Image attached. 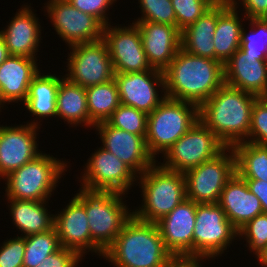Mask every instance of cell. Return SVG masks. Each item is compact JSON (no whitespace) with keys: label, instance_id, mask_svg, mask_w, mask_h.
I'll return each mask as SVG.
<instances>
[{"label":"cell","instance_id":"6da1fadb","mask_svg":"<svg viewBox=\"0 0 267 267\" xmlns=\"http://www.w3.org/2000/svg\"><path fill=\"white\" fill-rule=\"evenodd\" d=\"M165 96L200 107L225 84L224 64L192 55L182 48L163 71Z\"/></svg>","mask_w":267,"mask_h":267},{"label":"cell","instance_id":"7a4b0ae2","mask_svg":"<svg viewBox=\"0 0 267 267\" xmlns=\"http://www.w3.org/2000/svg\"><path fill=\"white\" fill-rule=\"evenodd\" d=\"M258 98L224 84L199 107V119L226 147L247 142L252 108Z\"/></svg>","mask_w":267,"mask_h":267},{"label":"cell","instance_id":"3957f363","mask_svg":"<svg viewBox=\"0 0 267 267\" xmlns=\"http://www.w3.org/2000/svg\"><path fill=\"white\" fill-rule=\"evenodd\" d=\"M103 258L114 267H168L176 260L165 247L157 224L141 221L134 215Z\"/></svg>","mask_w":267,"mask_h":267},{"label":"cell","instance_id":"277c9868","mask_svg":"<svg viewBox=\"0 0 267 267\" xmlns=\"http://www.w3.org/2000/svg\"><path fill=\"white\" fill-rule=\"evenodd\" d=\"M74 197L85 207L91 234V252L102 256L113 244L124 224L133 216L120 192L88 191Z\"/></svg>","mask_w":267,"mask_h":267},{"label":"cell","instance_id":"5b68a950","mask_svg":"<svg viewBox=\"0 0 267 267\" xmlns=\"http://www.w3.org/2000/svg\"><path fill=\"white\" fill-rule=\"evenodd\" d=\"M159 164L155 163L138 176L143 205L133 210V215L141 221L156 223L186 199L184 173Z\"/></svg>","mask_w":267,"mask_h":267},{"label":"cell","instance_id":"8992f818","mask_svg":"<svg viewBox=\"0 0 267 267\" xmlns=\"http://www.w3.org/2000/svg\"><path fill=\"white\" fill-rule=\"evenodd\" d=\"M65 162L67 161H61L54 156L41 153L34 160L3 178L7 181L5 183L6 198L24 201H49V197L56 189L58 180L64 175V171H67L68 165Z\"/></svg>","mask_w":267,"mask_h":267},{"label":"cell","instance_id":"52a82bcc","mask_svg":"<svg viewBox=\"0 0 267 267\" xmlns=\"http://www.w3.org/2000/svg\"><path fill=\"white\" fill-rule=\"evenodd\" d=\"M199 120V107L193 103L165 98L147 116L146 145L156 159Z\"/></svg>","mask_w":267,"mask_h":267},{"label":"cell","instance_id":"ba28073f","mask_svg":"<svg viewBox=\"0 0 267 267\" xmlns=\"http://www.w3.org/2000/svg\"><path fill=\"white\" fill-rule=\"evenodd\" d=\"M227 147L200 119L163 155L161 166L185 173L203 162L214 159Z\"/></svg>","mask_w":267,"mask_h":267},{"label":"cell","instance_id":"9c48e42d","mask_svg":"<svg viewBox=\"0 0 267 267\" xmlns=\"http://www.w3.org/2000/svg\"><path fill=\"white\" fill-rule=\"evenodd\" d=\"M238 236L218 203L197 204L193 233V260L213 259L225 252Z\"/></svg>","mask_w":267,"mask_h":267},{"label":"cell","instance_id":"30bf717a","mask_svg":"<svg viewBox=\"0 0 267 267\" xmlns=\"http://www.w3.org/2000/svg\"><path fill=\"white\" fill-rule=\"evenodd\" d=\"M235 173L234 151L231 147H227L214 159L184 173L186 199L197 204L218 203L224 186Z\"/></svg>","mask_w":267,"mask_h":267},{"label":"cell","instance_id":"8fae6325","mask_svg":"<svg viewBox=\"0 0 267 267\" xmlns=\"http://www.w3.org/2000/svg\"><path fill=\"white\" fill-rule=\"evenodd\" d=\"M69 48L68 73L64 75L68 81L87 88L114 79L109 49L103 38Z\"/></svg>","mask_w":267,"mask_h":267},{"label":"cell","instance_id":"7c38bea8","mask_svg":"<svg viewBox=\"0 0 267 267\" xmlns=\"http://www.w3.org/2000/svg\"><path fill=\"white\" fill-rule=\"evenodd\" d=\"M98 149L91 154L85 164L86 168L80 180L81 188L88 191L127 194L138 180V175L105 148Z\"/></svg>","mask_w":267,"mask_h":267},{"label":"cell","instance_id":"4fadbf2b","mask_svg":"<svg viewBox=\"0 0 267 267\" xmlns=\"http://www.w3.org/2000/svg\"><path fill=\"white\" fill-rule=\"evenodd\" d=\"M57 35L70 47L103 38L104 26L93 16L79 11L67 0H48L45 7Z\"/></svg>","mask_w":267,"mask_h":267},{"label":"cell","instance_id":"5bb4252c","mask_svg":"<svg viewBox=\"0 0 267 267\" xmlns=\"http://www.w3.org/2000/svg\"><path fill=\"white\" fill-rule=\"evenodd\" d=\"M114 73H134L151 70L135 23L127 27L106 25L103 28Z\"/></svg>","mask_w":267,"mask_h":267},{"label":"cell","instance_id":"9a60e30c","mask_svg":"<svg viewBox=\"0 0 267 267\" xmlns=\"http://www.w3.org/2000/svg\"><path fill=\"white\" fill-rule=\"evenodd\" d=\"M33 121L26 125H0V179L42 153L36 141L40 125Z\"/></svg>","mask_w":267,"mask_h":267},{"label":"cell","instance_id":"2e32d148","mask_svg":"<svg viewBox=\"0 0 267 267\" xmlns=\"http://www.w3.org/2000/svg\"><path fill=\"white\" fill-rule=\"evenodd\" d=\"M114 80L118 87L120 103L146 114H150L166 98L165 94L159 97L157 91L161 87L165 93L162 71L152 68L144 72L114 73Z\"/></svg>","mask_w":267,"mask_h":267},{"label":"cell","instance_id":"e0dca14e","mask_svg":"<svg viewBox=\"0 0 267 267\" xmlns=\"http://www.w3.org/2000/svg\"><path fill=\"white\" fill-rule=\"evenodd\" d=\"M197 203L185 199L156 222L167 250L178 260H193V233Z\"/></svg>","mask_w":267,"mask_h":267},{"label":"cell","instance_id":"ac0fdd59","mask_svg":"<svg viewBox=\"0 0 267 267\" xmlns=\"http://www.w3.org/2000/svg\"><path fill=\"white\" fill-rule=\"evenodd\" d=\"M102 147L127 164L138 176L154 165L156 159L150 154L143 136L114 128L106 121L95 124Z\"/></svg>","mask_w":267,"mask_h":267},{"label":"cell","instance_id":"d6986e66","mask_svg":"<svg viewBox=\"0 0 267 267\" xmlns=\"http://www.w3.org/2000/svg\"><path fill=\"white\" fill-rule=\"evenodd\" d=\"M143 49L151 68L164 71L181 48V31L176 26L137 21Z\"/></svg>","mask_w":267,"mask_h":267},{"label":"cell","instance_id":"ffe728a7","mask_svg":"<svg viewBox=\"0 0 267 267\" xmlns=\"http://www.w3.org/2000/svg\"><path fill=\"white\" fill-rule=\"evenodd\" d=\"M225 84L261 97L267 91V61L240 48L224 64Z\"/></svg>","mask_w":267,"mask_h":267},{"label":"cell","instance_id":"44dd1931","mask_svg":"<svg viewBox=\"0 0 267 267\" xmlns=\"http://www.w3.org/2000/svg\"><path fill=\"white\" fill-rule=\"evenodd\" d=\"M37 59L10 55L0 65V109L5 103L25 102L33 77L40 71Z\"/></svg>","mask_w":267,"mask_h":267},{"label":"cell","instance_id":"7402d4cb","mask_svg":"<svg viewBox=\"0 0 267 267\" xmlns=\"http://www.w3.org/2000/svg\"><path fill=\"white\" fill-rule=\"evenodd\" d=\"M54 227L61 247L73 249L82 257L91 251V234L85 207L72 197L67 206L54 215Z\"/></svg>","mask_w":267,"mask_h":267},{"label":"cell","instance_id":"603a6c76","mask_svg":"<svg viewBox=\"0 0 267 267\" xmlns=\"http://www.w3.org/2000/svg\"><path fill=\"white\" fill-rule=\"evenodd\" d=\"M30 5L22 6L13 16L7 29L0 30L3 35L9 55L26 56L37 59L39 43L41 42V26L39 18L30 9Z\"/></svg>","mask_w":267,"mask_h":267},{"label":"cell","instance_id":"cb8c5ba5","mask_svg":"<svg viewBox=\"0 0 267 267\" xmlns=\"http://www.w3.org/2000/svg\"><path fill=\"white\" fill-rule=\"evenodd\" d=\"M218 205L237 230L263 213L260 200L249 190L245 179L237 173L224 186Z\"/></svg>","mask_w":267,"mask_h":267},{"label":"cell","instance_id":"d4e9b609","mask_svg":"<svg viewBox=\"0 0 267 267\" xmlns=\"http://www.w3.org/2000/svg\"><path fill=\"white\" fill-rule=\"evenodd\" d=\"M218 20V6H212L195 23L181 31V48L186 52L215 60L214 33Z\"/></svg>","mask_w":267,"mask_h":267},{"label":"cell","instance_id":"484cf974","mask_svg":"<svg viewBox=\"0 0 267 267\" xmlns=\"http://www.w3.org/2000/svg\"><path fill=\"white\" fill-rule=\"evenodd\" d=\"M56 117L73 127L84 123L82 126L93 128L95 123L89 117L86 88L64 78L57 90Z\"/></svg>","mask_w":267,"mask_h":267},{"label":"cell","instance_id":"4316f807","mask_svg":"<svg viewBox=\"0 0 267 267\" xmlns=\"http://www.w3.org/2000/svg\"><path fill=\"white\" fill-rule=\"evenodd\" d=\"M233 5L218 6V20L213 36L215 60L225 64L240 48L243 22ZM241 21V22H240Z\"/></svg>","mask_w":267,"mask_h":267},{"label":"cell","instance_id":"83f0119b","mask_svg":"<svg viewBox=\"0 0 267 267\" xmlns=\"http://www.w3.org/2000/svg\"><path fill=\"white\" fill-rule=\"evenodd\" d=\"M7 200L12 222L23 237L43 233L54 227V215H50L46 207L48 201Z\"/></svg>","mask_w":267,"mask_h":267},{"label":"cell","instance_id":"f1b7e54d","mask_svg":"<svg viewBox=\"0 0 267 267\" xmlns=\"http://www.w3.org/2000/svg\"><path fill=\"white\" fill-rule=\"evenodd\" d=\"M64 78L56 74L44 75L40 71L33 77L23 104L33 116H36L35 119L56 117L57 90Z\"/></svg>","mask_w":267,"mask_h":267},{"label":"cell","instance_id":"f546056e","mask_svg":"<svg viewBox=\"0 0 267 267\" xmlns=\"http://www.w3.org/2000/svg\"><path fill=\"white\" fill-rule=\"evenodd\" d=\"M236 160V173L245 180L267 182V146L239 142L231 147Z\"/></svg>","mask_w":267,"mask_h":267},{"label":"cell","instance_id":"4dcf8cb0","mask_svg":"<svg viewBox=\"0 0 267 267\" xmlns=\"http://www.w3.org/2000/svg\"><path fill=\"white\" fill-rule=\"evenodd\" d=\"M86 94L89 117L95 124L106 121L121 104L114 79L104 84L87 87Z\"/></svg>","mask_w":267,"mask_h":267},{"label":"cell","instance_id":"1f68e13d","mask_svg":"<svg viewBox=\"0 0 267 267\" xmlns=\"http://www.w3.org/2000/svg\"><path fill=\"white\" fill-rule=\"evenodd\" d=\"M25 241L23 267H36L61 248L55 227L43 233L26 236Z\"/></svg>","mask_w":267,"mask_h":267},{"label":"cell","instance_id":"d6a6232c","mask_svg":"<svg viewBox=\"0 0 267 267\" xmlns=\"http://www.w3.org/2000/svg\"><path fill=\"white\" fill-rule=\"evenodd\" d=\"M250 34L242 28L240 49L246 55L267 61V18H249ZM252 27V28H251Z\"/></svg>","mask_w":267,"mask_h":267},{"label":"cell","instance_id":"836d02e7","mask_svg":"<svg viewBox=\"0 0 267 267\" xmlns=\"http://www.w3.org/2000/svg\"><path fill=\"white\" fill-rule=\"evenodd\" d=\"M147 116L148 114L143 111L120 104L106 122L114 128L146 138Z\"/></svg>","mask_w":267,"mask_h":267},{"label":"cell","instance_id":"e575fe53","mask_svg":"<svg viewBox=\"0 0 267 267\" xmlns=\"http://www.w3.org/2000/svg\"><path fill=\"white\" fill-rule=\"evenodd\" d=\"M142 16L137 21H148L176 26V16L171 0H138Z\"/></svg>","mask_w":267,"mask_h":267},{"label":"cell","instance_id":"d590c367","mask_svg":"<svg viewBox=\"0 0 267 267\" xmlns=\"http://www.w3.org/2000/svg\"><path fill=\"white\" fill-rule=\"evenodd\" d=\"M244 238L256 256L267 247V214H259L238 230V238Z\"/></svg>","mask_w":267,"mask_h":267},{"label":"cell","instance_id":"8d00e7d4","mask_svg":"<svg viewBox=\"0 0 267 267\" xmlns=\"http://www.w3.org/2000/svg\"><path fill=\"white\" fill-rule=\"evenodd\" d=\"M176 16V27L182 31L195 23L212 6L205 0H171Z\"/></svg>","mask_w":267,"mask_h":267},{"label":"cell","instance_id":"74e56055","mask_svg":"<svg viewBox=\"0 0 267 267\" xmlns=\"http://www.w3.org/2000/svg\"><path fill=\"white\" fill-rule=\"evenodd\" d=\"M247 142L267 146V103L259 97L252 108Z\"/></svg>","mask_w":267,"mask_h":267},{"label":"cell","instance_id":"f35d334b","mask_svg":"<svg viewBox=\"0 0 267 267\" xmlns=\"http://www.w3.org/2000/svg\"><path fill=\"white\" fill-rule=\"evenodd\" d=\"M25 237L18 236L3 242L0 247V267H23Z\"/></svg>","mask_w":267,"mask_h":267},{"label":"cell","instance_id":"ab89813d","mask_svg":"<svg viewBox=\"0 0 267 267\" xmlns=\"http://www.w3.org/2000/svg\"><path fill=\"white\" fill-rule=\"evenodd\" d=\"M73 7L95 17L104 27L109 25L106 13L117 0H67ZM107 16V17H106Z\"/></svg>","mask_w":267,"mask_h":267},{"label":"cell","instance_id":"60d3db41","mask_svg":"<svg viewBox=\"0 0 267 267\" xmlns=\"http://www.w3.org/2000/svg\"><path fill=\"white\" fill-rule=\"evenodd\" d=\"M82 259V256L75 250L61 247L36 267H77Z\"/></svg>","mask_w":267,"mask_h":267},{"label":"cell","instance_id":"b9f144b4","mask_svg":"<svg viewBox=\"0 0 267 267\" xmlns=\"http://www.w3.org/2000/svg\"><path fill=\"white\" fill-rule=\"evenodd\" d=\"M232 0V5L239 8L242 4L245 9L244 19L267 18V0ZM238 4V5H237ZM240 4V5H239Z\"/></svg>","mask_w":267,"mask_h":267},{"label":"cell","instance_id":"7bdbcfd3","mask_svg":"<svg viewBox=\"0 0 267 267\" xmlns=\"http://www.w3.org/2000/svg\"><path fill=\"white\" fill-rule=\"evenodd\" d=\"M249 190L260 200L263 213L267 214V182L262 180H245Z\"/></svg>","mask_w":267,"mask_h":267},{"label":"cell","instance_id":"ee69618b","mask_svg":"<svg viewBox=\"0 0 267 267\" xmlns=\"http://www.w3.org/2000/svg\"><path fill=\"white\" fill-rule=\"evenodd\" d=\"M201 262L198 260H178L176 259L168 267H202Z\"/></svg>","mask_w":267,"mask_h":267},{"label":"cell","instance_id":"f6af8a7d","mask_svg":"<svg viewBox=\"0 0 267 267\" xmlns=\"http://www.w3.org/2000/svg\"><path fill=\"white\" fill-rule=\"evenodd\" d=\"M9 53L3 35L0 33V65L8 58Z\"/></svg>","mask_w":267,"mask_h":267},{"label":"cell","instance_id":"bcb514c9","mask_svg":"<svg viewBox=\"0 0 267 267\" xmlns=\"http://www.w3.org/2000/svg\"><path fill=\"white\" fill-rule=\"evenodd\" d=\"M211 6H230L232 0H205Z\"/></svg>","mask_w":267,"mask_h":267},{"label":"cell","instance_id":"7dc6e473","mask_svg":"<svg viewBox=\"0 0 267 267\" xmlns=\"http://www.w3.org/2000/svg\"><path fill=\"white\" fill-rule=\"evenodd\" d=\"M256 258L259 261L258 264H261V267H267V247Z\"/></svg>","mask_w":267,"mask_h":267},{"label":"cell","instance_id":"c3c4849f","mask_svg":"<svg viewBox=\"0 0 267 267\" xmlns=\"http://www.w3.org/2000/svg\"><path fill=\"white\" fill-rule=\"evenodd\" d=\"M261 98L267 103V91L261 96Z\"/></svg>","mask_w":267,"mask_h":267}]
</instances>
